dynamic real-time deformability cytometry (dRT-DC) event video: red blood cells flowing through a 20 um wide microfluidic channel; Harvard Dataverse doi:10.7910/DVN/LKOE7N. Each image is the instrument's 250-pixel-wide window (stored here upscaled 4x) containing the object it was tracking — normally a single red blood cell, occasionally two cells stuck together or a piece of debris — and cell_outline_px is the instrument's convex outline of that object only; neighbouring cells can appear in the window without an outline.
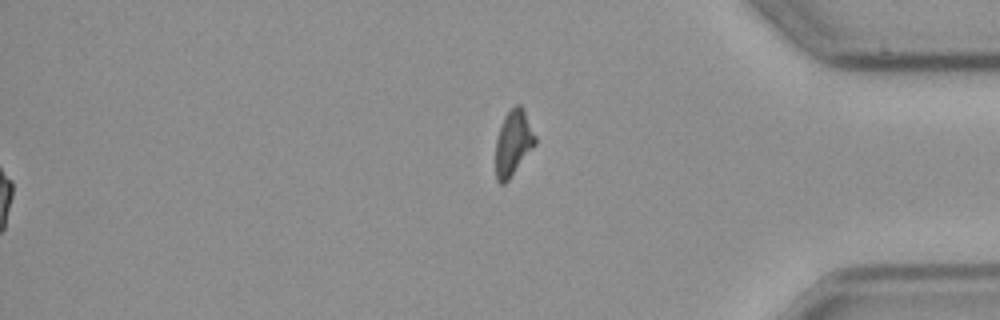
{"species": "common noctule bat (a hibernating species)", "species_latin": "Nyctalus noctula", "temperature_condition": "cold", "stored_images_in_passage": 45, "segment_of_instrument_passage": [2, 2], "camera_frame_rate_fps": 3000, "um_per_image_px": 0.085, "animal": {"sex": "male", "body_mass_g": 23.1, "forearm_length_mm": 52.7}, "frame": {"image": 1, "passage_image": 45, "time_ms": 14.667, "image_size_px": [1000, 320], "cell_outline_px": [[536, 144], [508, 180], [504, 184], [500, 184], [496, 180], [496, 140], [504, 116], [516, 104], [520, 104], [524, 108], [536, 136]], "centroid_in_image_um": [43.64, 12.13], "position_along_channel_um": 391.6, "area_um2": 15.03}}